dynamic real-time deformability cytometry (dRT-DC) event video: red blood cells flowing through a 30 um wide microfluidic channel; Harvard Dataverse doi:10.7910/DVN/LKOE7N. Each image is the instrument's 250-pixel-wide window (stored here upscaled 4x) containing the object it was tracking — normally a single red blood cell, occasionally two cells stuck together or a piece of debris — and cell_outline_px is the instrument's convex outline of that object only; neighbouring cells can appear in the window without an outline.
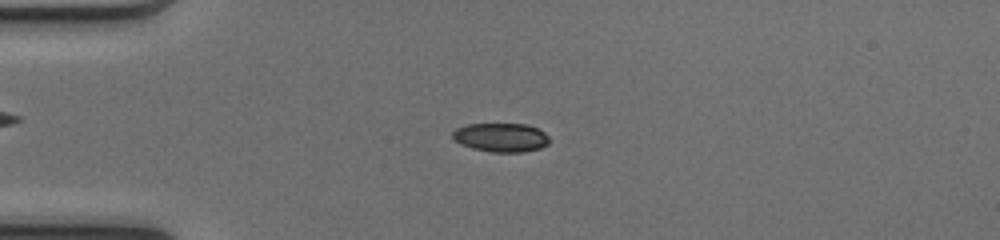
{"species": "common noctule bat (a hibernating species)", "species_latin": "Nyctalus noctula", "temperature_condition": "cold", "stored_images_in_passage": 50, "camera_frame_rate_fps": 3000, "um_per_image_px": 0.085, "animal": {"sex": "female", "body_mass_g": 17.0, "forearm_length_mm": 48.0}, "frame": {"image": 1, "passage_image": 13, "time_ms": 4.0, "image_size_px": [1000, 240], "cell_outline_px": [[548, 144], [540, 148], [524, 152], [492, 152], [472, 148], [460, 144], [452, 140], [452, 132], [456, 128], [468, 124], [524, 124], [536, 128], [544, 132], [548, 136]], "centroid_in_image_um": [42.54, 11.69], "position_along_channel_um": 42.5, "area_um2": 16.3}}
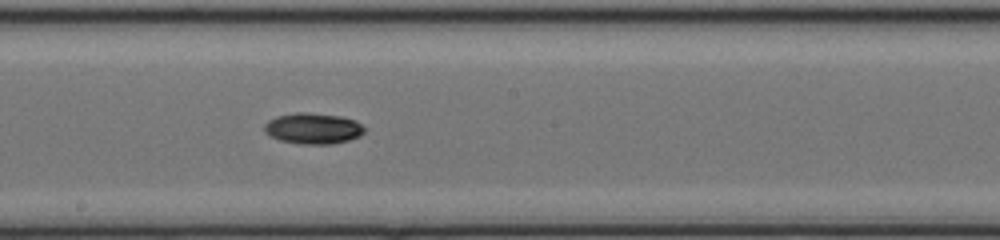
{"frame": {"image": 2, "passage_image": 28, "time_ms": 9.0, "image_size_px": [1000, 240], "cell_outline_px": [[364, 132], [360, 136], [348, 140], [332, 144], [300, 144], [280, 140], [264, 132], [264, 124], [268, 120], [276, 116], [296, 112], [308, 112], [340, 116], [356, 120], [364, 128]], "centroid_in_image_um": [26.6, 10.91], "position_along_channel_um": 221.6, "area_um2": 18.09}}
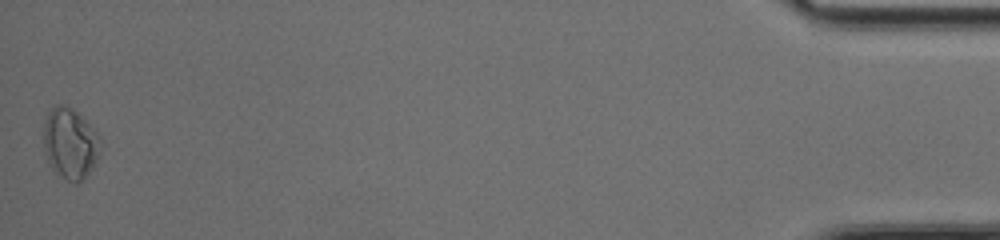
{"frame": {"image": 3, "passage_image": 50, "time_ms": 16.333, "image_size_px": [1000, 240], "cell_outline_px": [[100, 140], [96, 156], [92, 168], [84, 180], [76, 184], [56, 176], [52, 172], [44, 152], [44, 124], [48, 112], [56, 104], [64, 104], [76, 112], [100, 136]], "centroid_in_image_um": [5.91, 12.25], "position_along_channel_um": 429.3, "area_um2": 23.41}, "authors_computed_cell_mechanics": {"area_um2": 16.6464, "velocity_mm_per_s": 4.141, "shape_relaxation_time_tau1_ms": 2.0105, "shape_relaxation_time_tau2_ms": null, "deformation_change_tau1": 0.1069, "deformation_change_tau2": null}}